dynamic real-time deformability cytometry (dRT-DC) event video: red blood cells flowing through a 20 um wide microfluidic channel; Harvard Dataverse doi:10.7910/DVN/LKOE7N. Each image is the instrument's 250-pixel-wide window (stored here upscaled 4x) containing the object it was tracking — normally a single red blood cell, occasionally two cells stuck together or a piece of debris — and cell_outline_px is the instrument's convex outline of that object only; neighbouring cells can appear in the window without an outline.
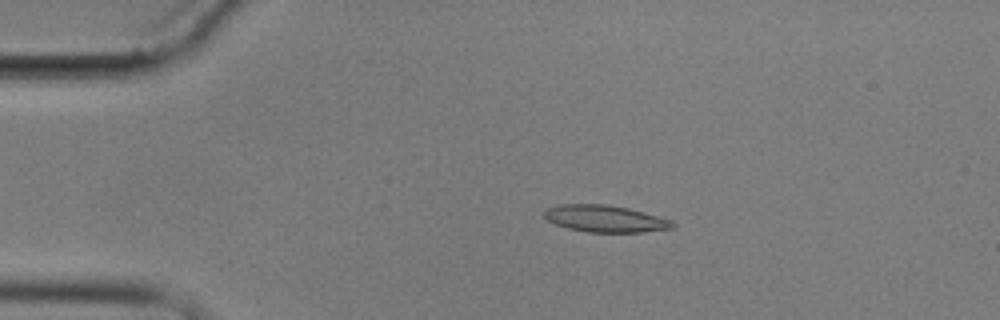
{"species": "common noctule bat (a hibernating species)", "species_latin": "Nyctalus noctula", "temperature_condition": "cold", "stored_images_in_passage": 6, "camera_frame_rate_fps": 3000, "um_per_image_px": 0.085, "animal": {"sex": "male", "body_mass_g": 17.9}, "frame": {"image": 1, "passage_image": 4, "time_ms": 3.333, "image_size_px": [1000, 320], "cell_outline_px": [[676, 228], [640, 232], [588, 232], [568, 228], [556, 224], [548, 220], [544, 216], [544, 212], [548, 208], [560, 204], [608, 204], [628, 208], [644, 212], [672, 220], [676, 224]], "centroid_in_image_um": [51.48, 18.58], "position_along_channel_um": 33.5, "area_um2": 20.11}}